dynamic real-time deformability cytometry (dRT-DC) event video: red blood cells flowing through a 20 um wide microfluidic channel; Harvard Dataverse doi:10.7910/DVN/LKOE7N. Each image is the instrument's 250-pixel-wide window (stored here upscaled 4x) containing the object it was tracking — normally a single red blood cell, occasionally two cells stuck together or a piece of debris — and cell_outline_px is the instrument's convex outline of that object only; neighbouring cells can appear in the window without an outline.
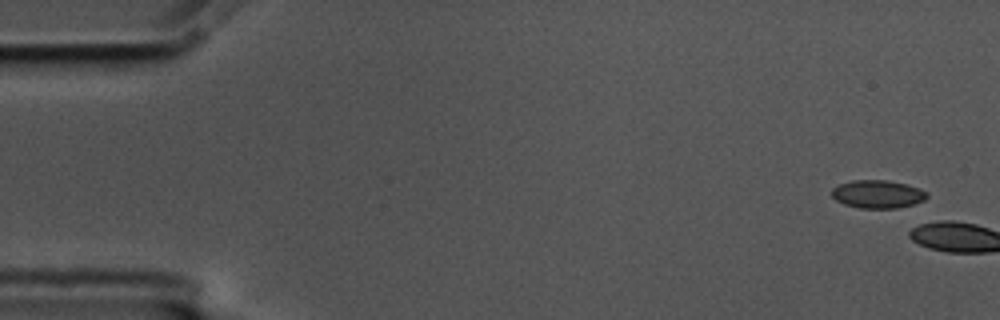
{"species": "common noctule bat (a hibernating species)", "species_latin": "Nyctalus noctula", "temperature_condition": "cold", "stored_images_in_passage": 3, "camera_frame_rate_fps": 3000, "um_per_image_px": 0.085, "animal": {"sex": "male", "body_mass_g": 17.5, "forearm_length_mm": 52.3}, "frame": {"image": 1, "passage_image": 1, "time_ms": 0.0, "image_size_px": [1000, 320], "cell_outline_px": [[928, 196], [924, 200], [916, 204], [896, 208], [860, 208], [844, 204], [836, 200], [832, 196], [832, 188], [840, 184], [852, 180], [888, 180], [920, 188], [928, 192]], "centroid_in_image_um": [74.62, 16.5], "position_along_channel_um": 10.4, "area_um2": 15.61}}